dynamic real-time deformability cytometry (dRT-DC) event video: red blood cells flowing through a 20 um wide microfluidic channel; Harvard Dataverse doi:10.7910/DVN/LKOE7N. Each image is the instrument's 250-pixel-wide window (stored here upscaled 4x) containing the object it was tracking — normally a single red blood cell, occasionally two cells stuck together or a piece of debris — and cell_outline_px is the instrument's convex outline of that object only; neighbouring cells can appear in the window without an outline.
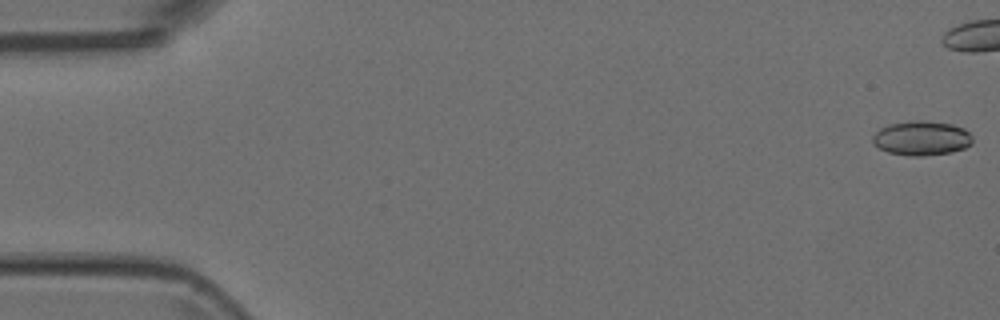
{"species": "Egyptian fruit bat (a non-hibernating species)", "species_latin": "Rousettus aegyptiacus", "temperature_condition": "room temperature", "stored_images_in_passage": 10, "camera_frame_rate_fps": 3000, "um_per_image_px": 0.085, "animal": {"sex": "female"}, "frame": {"image": 1, "passage_image": 1, "time_ms": 0.0, "image_size_px": [1000, 320], "cell_outline_px": [[972, 144], [964, 148], [952, 152], [924, 156], [912, 156], [888, 152], [872, 144], [872, 136], [880, 128], [888, 124], [916, 120], [924, 120], [952, 124], [964, 128], [972, 136]], "centroid_in_image_um": [78.33, 11.74], "position_along_channel_um": 6.7, "area_um2": 20.17}}
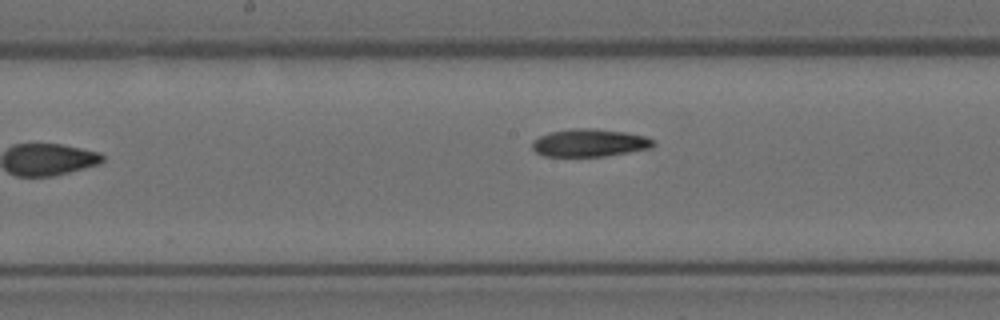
{"frame": {"image": 2, "passage_image": 9, "time_ms": 2.667, "image_size_px": [1000, 320], "cell_outline_px": [[656, 144], [652, 148], [604, 156], [544, 156], [536, 152], [532, 148], [532, 140], [540, 136], [552, 132], [576, 128], [588, 128], [624, 132], [644, 136], [656, 140]], "centroid_in_image_um": [50.13, 12.15], "position_along_channel_um": 198.1, "area_um2": 19.42}}
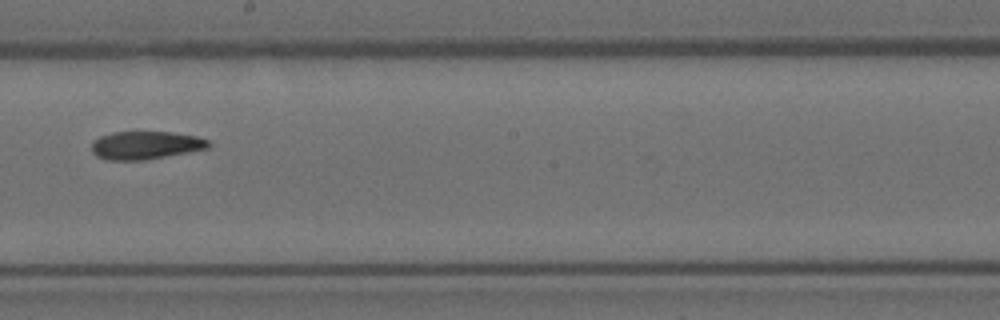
{"frame": {"image": 3, "passage_image": 10, "time_ms": 3.0, "image_size_px": [1000, 320], "cell_outline_px": [[212, 144], [208, 148], [188, 152], [144, 160], [108, 160], [96, 156], [92, 152], [92, 144], [100, 136], [112, 132], [172, 132], [196, 136], [208, 140]], "centroid_in_image_um": [12.38, 12.34], "position_along_channel_um": 235.8, "area_um2": 19.02}}